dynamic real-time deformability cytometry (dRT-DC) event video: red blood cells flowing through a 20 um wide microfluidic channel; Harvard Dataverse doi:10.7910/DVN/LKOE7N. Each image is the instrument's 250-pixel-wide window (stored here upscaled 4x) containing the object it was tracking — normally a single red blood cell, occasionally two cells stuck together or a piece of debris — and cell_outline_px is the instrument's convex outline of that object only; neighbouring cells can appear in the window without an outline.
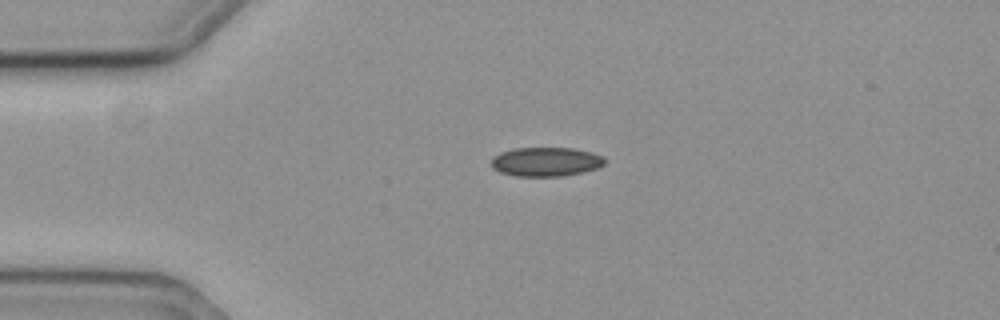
{"species": "common noctule bat (a hibernating species)", "species_latin": "Nyctalus noctula", "temperature_condition": "cold", "stored_images_in_passage": 45, "camera_frame_rate_fps": 3000, "um_per_image_px": 0.085, "animal": {"sex": "female", "body_mass_g": 19.3, "forearm_length_mm": 54.1}, "frame": {"image": 1, "passage_image": 1, "time_ms": 0.0, "image_size_px": [1000, 320], "cell_outline_px": [[604, 164], [596, 168], [584, 172], [560, 176], [516, 176], [500, 172], [492, 168], [492, 160], [500, 152], [516, 148], [572, 148], [592, 152], [604, 156]], "centroid_in_image_um": [46.42, 13.75], "position_along_channel_um": 38.6, "area_um2": 19.13}}
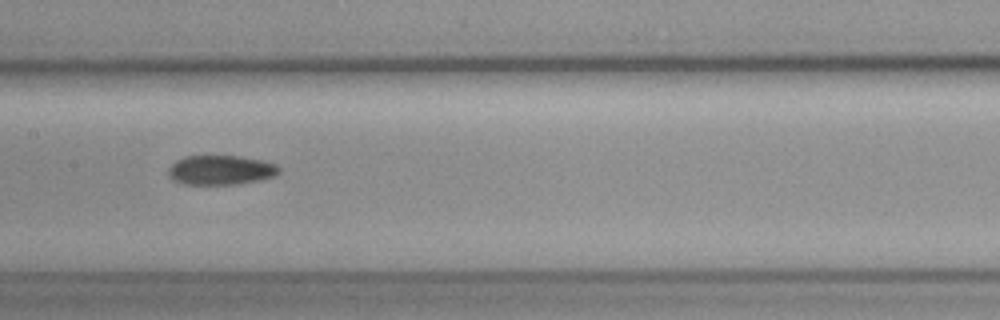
{"frame": {"image": 2, "passage_image": 16, "time_ms": 5.0, "image_size_px": [1000, 320], "cell_outline_px": [[280, 172], [276, 176], [260, 180], [236, 184], [184, 184], [172, 180], [168, 176], [168, 168], [176, 160], [184, 156], [240, 156], [264, 160], [276, 164], [280, 168]], "centroid_in_image_um": [18.77, 14.45], "position_along_channel_um": 188.6, "area_um2": 19.25}}
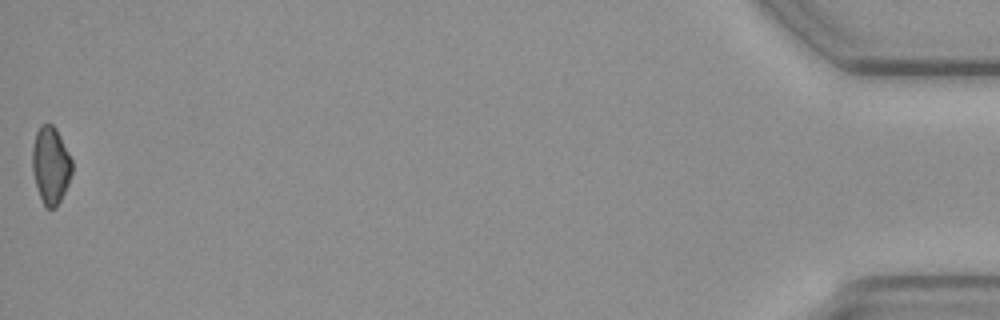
{"frame": {"image": 3, "passage_image": 45, "time_ms": 14.667, "image_size_px": [1000, 320], "cell_outline_px": [[72, 172], [68, 184], [56, 208], [48, 208], [44, 204], [40, 196], [32, 172], [32, 148], [36, 132], [40, 124], [52, 124], [56, 128], [72, 160]], "centroid_in_image_um": [4.3, 14.02], "position_along_channel_um": 430.9, "area_um2": 17.74}}